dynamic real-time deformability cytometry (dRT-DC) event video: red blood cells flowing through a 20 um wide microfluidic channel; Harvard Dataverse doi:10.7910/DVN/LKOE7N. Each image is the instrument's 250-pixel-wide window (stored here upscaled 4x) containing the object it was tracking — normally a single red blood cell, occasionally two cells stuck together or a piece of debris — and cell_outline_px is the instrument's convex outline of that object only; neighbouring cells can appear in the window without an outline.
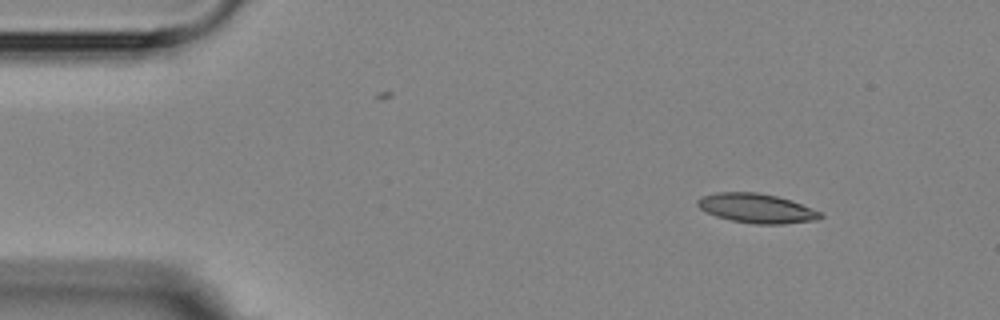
{"species": "Egyptian fruit bat (a non-hibernating species)", "species_latin": "Rousettus aegyptiacus", "temperature_condition": "room temperature", "stored_images_in_passage": 5, "camera_frame_rate_fps": 3000, "um_per_image_px": 0.085, "animal": {"sex": "female"}, "frame": {"image": 1, "passage_image": 1, "time_ms": 0.0, "image_size_px": [1000, 320], "cell_outline_px": [[824, 216], [820, 220], [784, 224], [756, 224], [732, 220], [716, 216], [700, 208], [696, 204], [696, 200], [700, 196], [716, 192], [756, 192], [776, 196], [792, 200], [824, 212]], "centroid_in_image_um": [64.37, 17.7], "position_along_channel_um": 20.6, "area_um2": 21.33}}
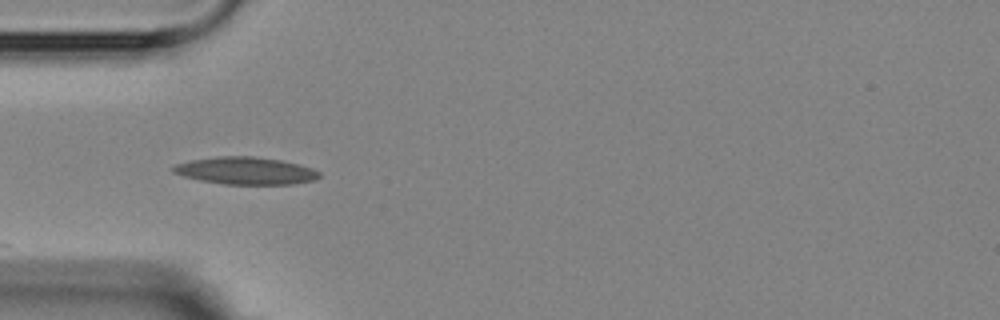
{"frame": {"image": 2, "passage_image": 3, "time_ms": 3.333, "image_size_px": [1000, 320], "cell_outline_px": [[320, 176], [316, 180], [292, 184], [224, 184], [200, 180], [184, 176], [172, 172], [172, 168], [176, 164], [188, 160], [216, 156], [252, 156], [280, 160], [300, 164], [312, 168], [320, 172]], "centroid_in_image_um": [20.88, 14.51], "position_along_channel_um": 64.1, "area_um2": 23.35}}